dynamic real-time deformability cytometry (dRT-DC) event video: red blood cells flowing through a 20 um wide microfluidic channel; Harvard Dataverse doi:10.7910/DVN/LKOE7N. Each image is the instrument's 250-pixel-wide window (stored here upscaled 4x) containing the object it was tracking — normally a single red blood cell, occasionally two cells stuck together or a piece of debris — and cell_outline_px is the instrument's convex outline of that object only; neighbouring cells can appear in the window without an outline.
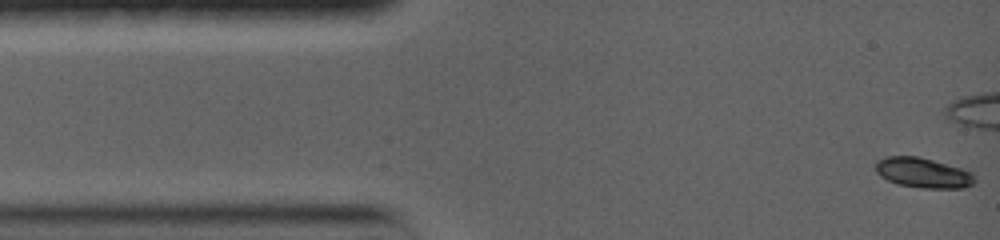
{"species": "common noctule bat (a hibernating species)", "species_latin": "Nyctalus noctula", "temperature_condition": "warm", "stored_images_in_passage": 28, "camera_frame_rate_fps": 5000, "um_per_image_px": 0.085, "animal": {"sex": "female", "body_mass_g": 19.0, "forearm_length_mm": 56.7}, "frame": {"image": 1, "passage_image": 1, "time_ms": 0.0, "image_size_px": [1000, 240], "cell_outline_px": [[976, 180], [972, 184], [964, 188], [920, 188], [896, 184], [880, 176], [876, 172], [876, 160], [888, 156], [916, 156], [932, 160], [960, 168], [972, 172]], "centroid_in_image_um": [78.44, 14.7], "position_along_channel_um": 6.6, "area_um2": 17.34}}
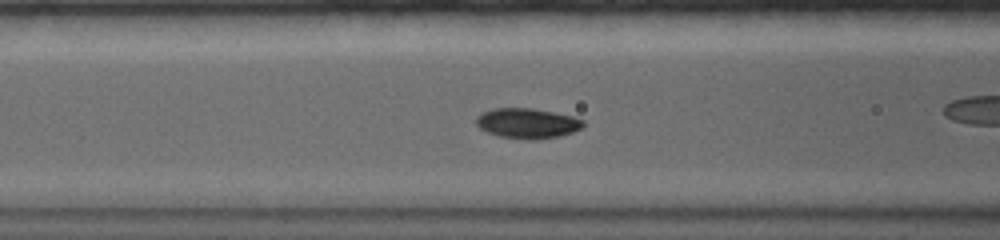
{"frame": {"image": 2, "passage_image": 9, "time_ms": 5.2, "image_size_px": [1000, 240], "cell_outline_px": [[584, 124], [580, 128], [572, 132], [560, 136], [536, 140], [532, 140], [500, 136], [488, 132], [480, 128], [476, 124], [476, 116], [492, 108], [532, 108], [572, 116], [584, 120]], "centroid_in_image_um": [44.82, 10.48], "position_along_channel_um": 121.8, "area_um2": 18.67}}
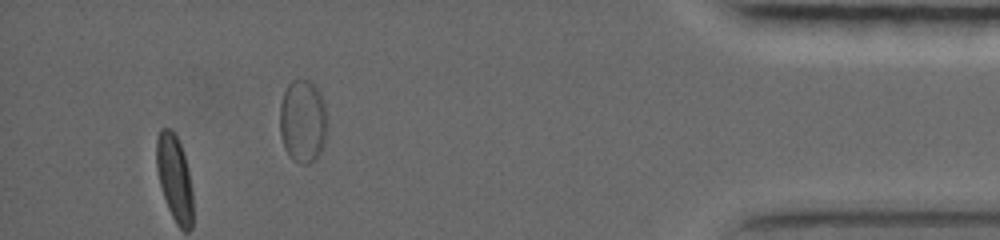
{"frame": {"image": 3, "passage_image": 28, "time_ms": 15.6, "image_size_px": [1000, 240], "cell_outline_px": [[328, 120], [324, 144], [320, 152], [308, 164], [300, 164], [292, 160], [288, 156], [284, 148], [280, 136], [280, 104], [284, 92], [288, 84], [292, 80], [308, 80], [316, 88], [324, 100]], "centroid_in_image_um": [25.73, 10.32], "position_along_channel_um": 409.5, "area_um2": 23.24}, "authors_computed_cell_mechanics": {"area_um2": 18.2937, "velocity_mm_per_s": 3.7215, "shape_relaxation_time_tau1_ms": 2.3321, "shape_relaxation_time_tau2_ms": 8.4685, "deformation_change_tau1": 0.1112, "deformation_change_tau2": 0.0542}}